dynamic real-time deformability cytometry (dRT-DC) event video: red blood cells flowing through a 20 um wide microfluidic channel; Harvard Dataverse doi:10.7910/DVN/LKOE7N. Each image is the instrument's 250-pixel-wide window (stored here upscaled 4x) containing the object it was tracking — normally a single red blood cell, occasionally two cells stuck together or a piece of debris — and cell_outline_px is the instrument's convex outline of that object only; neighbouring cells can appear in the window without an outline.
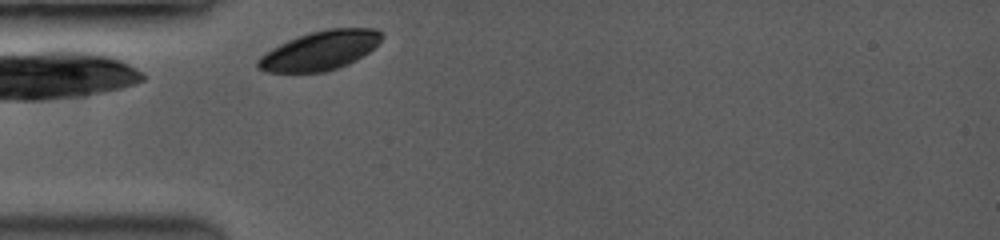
{"species": "common noctule bat (a hibernating species)", "species_latin": "Nyctalus noctula", "temperature_condition": "room temperature", "stored_images_in_passage": 1, "camera_frame_rate_fps": 3500, "um_per_image_px": 0.085, "animal": {"sex": "female", "body_mass_g": 19.0, "forearm_length_mm": 53.3}, "frame": {"image": 1, "passage_image": 1, "time_ms": 0.0, "image_size_px": [1000, 240], "cell_outline_px": [[384, 36], [368, 52], [336, 68], [324, 72], [268, 72], [256, 68], [256, 60], [260, 56], [272, 48], [288, 40], [312, 32], [328, 28], [376, 28]], "centroid_in_image_um": [27.15, 4.29], "position_along_channel_um": 57.8, "area_um2": 27.69}}